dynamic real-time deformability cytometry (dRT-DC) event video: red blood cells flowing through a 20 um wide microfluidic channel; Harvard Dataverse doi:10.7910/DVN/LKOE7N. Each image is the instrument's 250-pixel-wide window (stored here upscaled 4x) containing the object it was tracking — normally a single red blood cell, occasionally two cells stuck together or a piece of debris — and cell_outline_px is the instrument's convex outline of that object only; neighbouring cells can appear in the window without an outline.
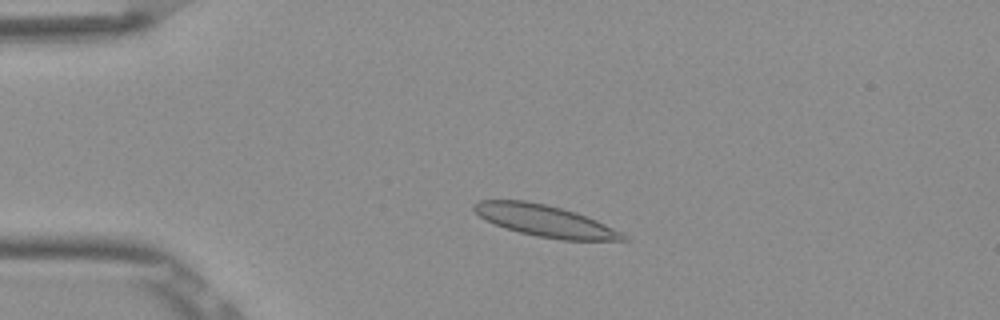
{"species": "Egyptian fruit bat (a non-hibernating species)", "species_latin": "Rousettus aegyptiacus", "temperature_condition": "room temperature", "stored_images_in_passage": 50, "camera_frame_rate_fps": 3000, "um_per_image_px": 0.085, "frame": {"image": 1, "passage_image": 9, "time_ms": 2.667, "image_size_px": [1000, 320], "cell_outline_px": [[628, 240], [560, 240], [536, 236], [504, 228], [480, 216], [472, 208], [472, 204], [480, 200], [524, 200], [544, 204], [576, 212], [596, 220], [628, 236]], "centroid_in_image_um": [46.31, 18.77], "position_along_channel_um": 38.7, "area_um2": 27.11}}
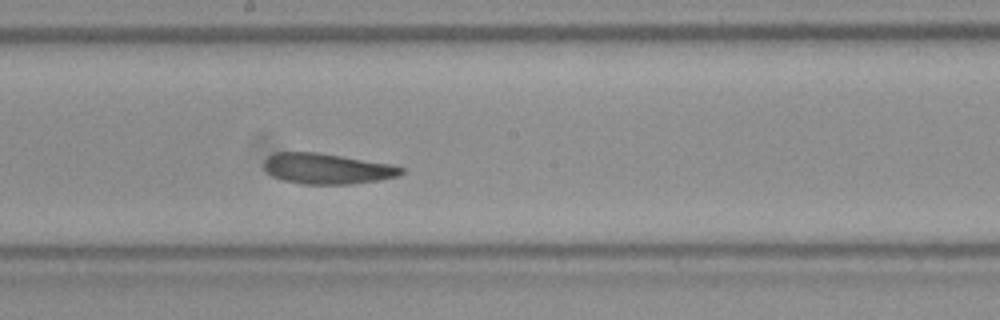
{"frame": {"image": 2, "passage_image": 26, "time_ms": 8.333, "image_size_px": [1000, 320], "cell_outline_px": [[404, 172], [396, 176], [380, 180], [352, 184], [304, 184], [284, 180], [272, 176], [264, 168], [264, 160], [268, 156], [276, 152], [316, 152], [392, 164], [404, 168]], "centroid_in_image_um": [27.8, 14.33], "position_along_channel_um": 220.4, "area_um2": 24.39}}
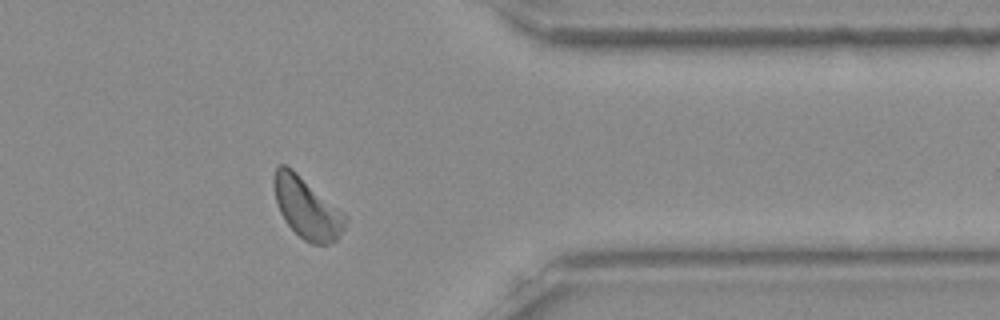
{"frame": {"image": 3, "passage_image": 40, "time_ms": 13.0, "image_size_px": [1000, 320], "cell_outline_px": [[348, 220], [344, 228], [336, 240], [328, 244], [312, 244], [304, 240], [288, 224], [280, 212], [276, 200], [272, 180], [276, 168], [280, 164], [284, 164], [292, 168], [344, 212], [348, 216]], "centroid_in_image_um": [26.1, 17.66], "position_along_channel_um": 385.3, "area_um2": 25.32}, "authors_computed_cell_mechanics": {"area_um2": 24.9985, "velocity_mm_per_s": 3.8202, "shape_relaxation_time_tau1_ms": 9.6045, "shape_relaxation_time_tau2_ms": null, "deformation_change_tau1": 0.1778, "deformation_change_tau2": null}}